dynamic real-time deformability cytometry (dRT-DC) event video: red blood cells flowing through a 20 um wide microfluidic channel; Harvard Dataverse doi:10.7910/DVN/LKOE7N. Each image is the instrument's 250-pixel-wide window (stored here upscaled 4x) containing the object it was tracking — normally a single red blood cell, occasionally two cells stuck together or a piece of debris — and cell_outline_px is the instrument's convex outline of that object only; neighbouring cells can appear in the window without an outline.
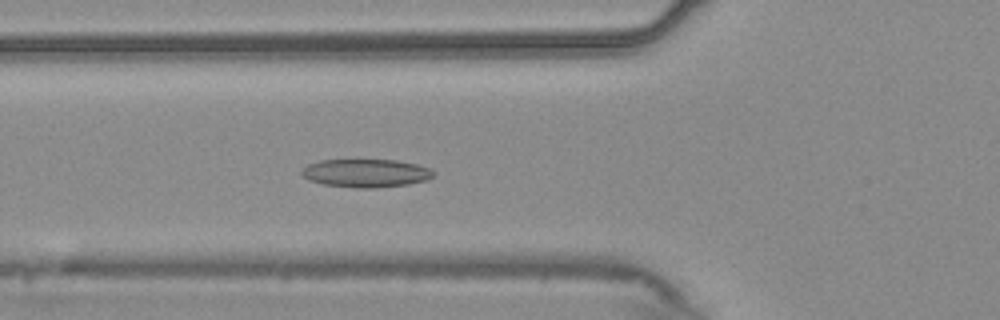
{"species": "common noctule bat (a hibernating species)", "species_latin": "Nyctalus noctula", "temperature_condition": "warm", "stored_images_in_passage": 47, "camera_frame_rate_fps": 3000, "um_per_image_px": 0.085, "animal": {"sex": "male", "body_mass_g": 20.4}, "frame": {"image": 1, "passage_image": 12, "time_ms": 3.667, "image_size_px": [1000, 320], "cell_outline_px": [[436, 172], [428, 180], [408, 184], [376, 188], [356, 188], [324, 184], [308, 180], [300, 172], [308, 164], [320, 160], [396, 160], [416, 164], [432, 168]], "centroid_in_image_um": [31.14, 14.72], "position_along_channel_um": 94.7, "area_um2": 21.73}}
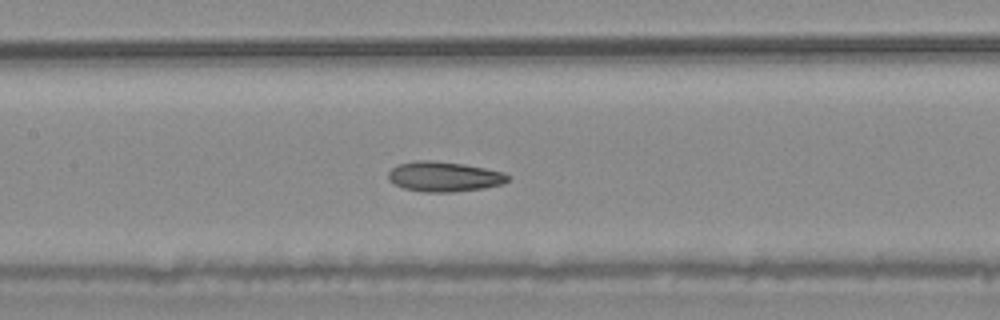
{"frame": {"image": 2, "passage_image": 18, "time_ms": 5.667, "image_size_px": [1000, 320], "cell_outline_px": [[508, 180], [500, 184], [484, 188], [452, 192], [424, 192], [404, 188], [388, 180], [388, 172], [392, 168], [400, 164], [420, 160], [432, 160], [464, 164], [504, 172], [508, 176]], "centroid_in_image_um": [37.73, 15.01], "position_along_channel_um": 169.7, "area_um2": 20.69}}
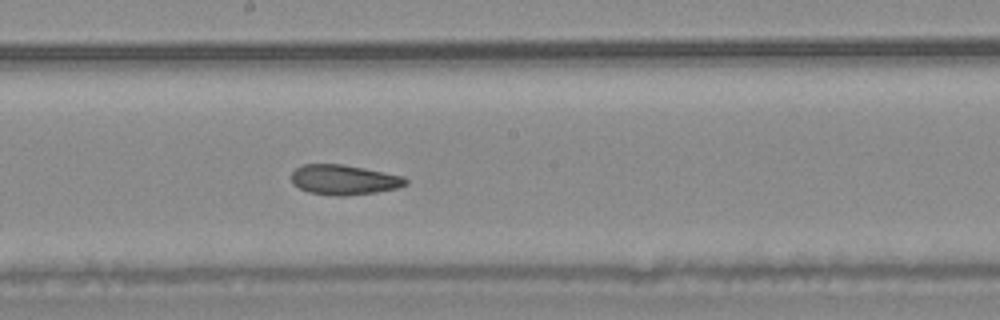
{"frame": {"image": 3, "passage_image": 22, "time_ms": 7.0, "image_size_px": [1000, 320], "cell_outline_px": [[408, 184], [400, 188], [376, 192], [344, 196], [332, 196], [308, 192], [292, 184], [292, 172], [296, 168], [304, 164], [344, 164], [404, 176], [408, 180]], "centroid_in_image_um": [29.26, 15.28], "position_along_channel_um": 218.9, "area_um2": 20.17}, "authors_computed_cell_mechanics": {"area_um2": 21.3282, "velocity_mm_per_s": 3.7264, "shape_relaxation_time_tau1_ms": 8.4166, "shape_relaxation_time_tau2_ms": 2.9908, "deformation_change_tau1": 0.1691, "deformation_change_tau2": 0.0963}}